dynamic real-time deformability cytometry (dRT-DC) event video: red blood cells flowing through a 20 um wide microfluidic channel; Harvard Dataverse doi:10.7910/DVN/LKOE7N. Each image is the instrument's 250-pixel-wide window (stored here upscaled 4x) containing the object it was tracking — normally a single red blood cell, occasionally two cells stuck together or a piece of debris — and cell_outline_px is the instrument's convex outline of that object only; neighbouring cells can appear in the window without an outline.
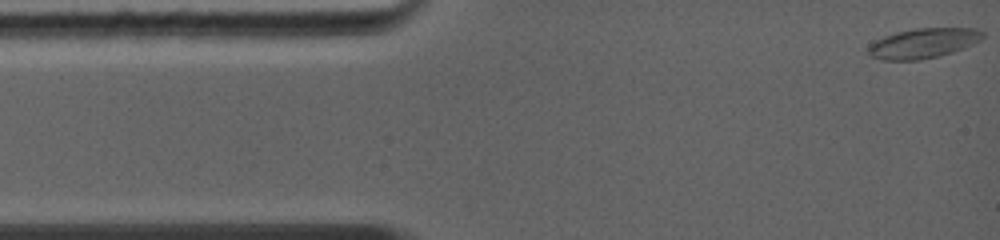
{"species": "common noctule bat (a hibernating species)", "species_latin": "Nyctalus noctula", "temperature_condition": "warm", "stored_images_in_passage": 7, "camera_frame_rate_fps": 5000, "um_per_image_px": 0.085, "animal": {"sex": "female", "body_mass_g": 19.0, "forearm_length_mm": 56.7}, "frame": {"image": 1, "passage_image": 1, "time_ms": 0.0, "image_size_px": [1000, 240], "cell_outline_px": [[984, 36], [980, 40], [964, 48], [952, 52], [920, 60], [880, 60], [872, 56], [868, 52], [868, 44], [884, 36], [896, 32], [916, 28], [976, 28], [984, 32]], "centroid_in_image_um": [78.46, 3.67], "position_along_channel_um": 6.5, "area_um2": 19.94}}
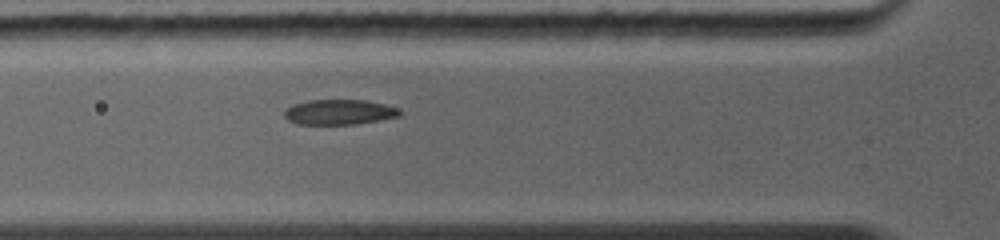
{"frame": {"image": 2, "passage_image": 6, "time_ms": 3.8, "image_size_px": [1000, 240], "cell_outline_px": [[400, 116], [380, 120], [356, 124], [296, 124], [288, 120], [284, 116], [284, 112], [292, 104], [308, 100], [364, 100], [384, 104], [396, 108], [400, 112]], "centroid_in_image_um": [28.8, 9.53], "position_along_channel_um": 97.0, "area_um2": 16.82}}
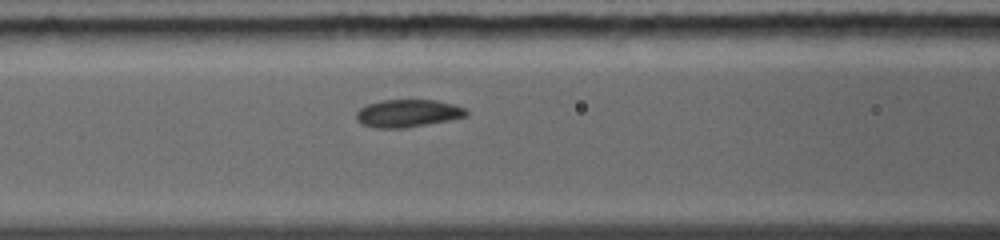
{"frame": {"image": 3, "passage_image": 7, "time_ms": 4.6, "image_size_px": [1000, 240], "cell_outline_px": [[468, 116], [428, 124], [404, 128], [376, 128], [360, 124], [356, 120], [356, 112], [360, 108], [368, 104], [380, 100], [436, 100], [452, 104], [464, 108], [468, 112]], "centroid_in_image_um": [34.63, 9.63], "position_along_channel_um": 132.0, "area_um2": 17.74}}